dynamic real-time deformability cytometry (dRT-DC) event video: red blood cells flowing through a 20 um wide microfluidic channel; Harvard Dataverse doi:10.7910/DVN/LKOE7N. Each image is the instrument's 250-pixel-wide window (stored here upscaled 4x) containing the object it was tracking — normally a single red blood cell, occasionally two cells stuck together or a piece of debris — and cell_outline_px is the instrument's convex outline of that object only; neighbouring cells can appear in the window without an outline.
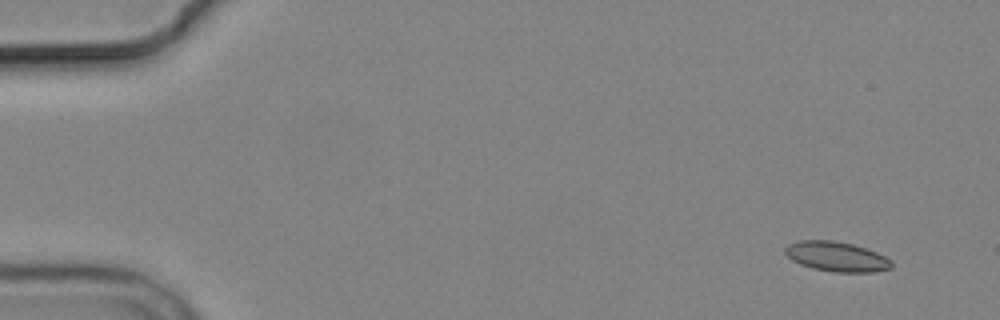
{"species": "common noctule bat (a hibernating species)", "species_latin": "Nyctalus noctula", "temperature_condition": "cold", "stored_images_in_passage": 6, "camera_frame_rate_fps": 3000, "um_per_image_px": 0.085, "animal": {"sex": "male", "body_mass_g": 19.2, "forearm_length_mm": 51.8}, "frame": {"image": 1, "passage_image": 1, "time_ms": 0.0, "image_size_px": [1000, 320], "cell_outline_px": [[892, 268], [872, 272], [836, 272], [812, 268], [800, 264], [792, 260], [784, 252], [784, 248], [788, 244], [800, 240], [832, 240], [852, 244], [876, 252], [892, 260]], "centroid_in_image_um": [71.09, 21.81], "position_along_channel_um": 13.9, "area_um2": 18.44}}
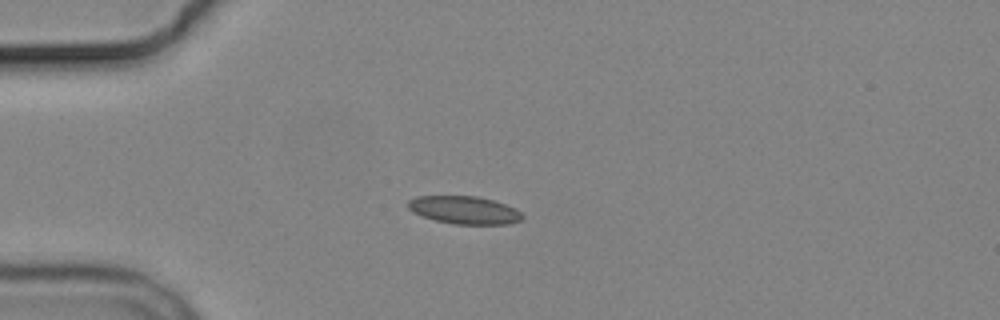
{"frame": {"image": 2, "passage_image": 4, "time_ms": 3.667, "image_size_px": [1000, 320], "cell_outline_px": [[524, 216], [520, 220], [508, 224], [452, 224], [436, 220], [412, 212], [408, 208], [408, 200], [416, 196], [476, 196], [492, 200], [516, 208]], "centroid_in_image_um": [39.46, 17.85], "position_along_channel_um": 45.5, "area_um2": 18.44}}
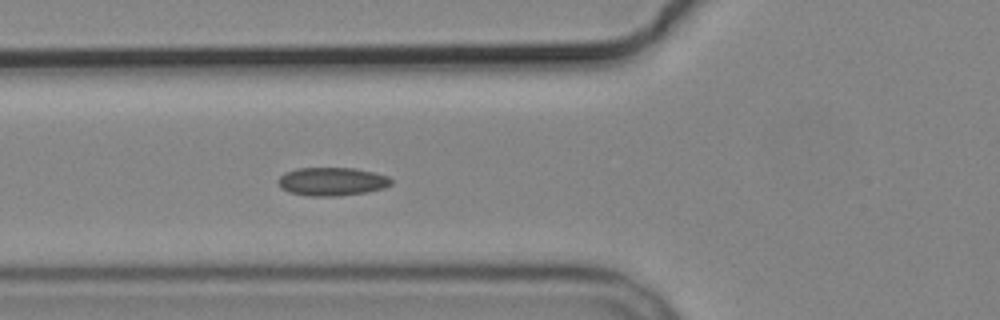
{"frame": {"image": 3, "passage_image": 6, "time_ms": 5.667, "image_size_px": [1000, 320], "cell_outline_px": [[392, 184], [384, 188], [368, 192], [340, 196], [304, 196], [288, 192], [280, 188], [276, 180], [284, 172], [296, 168], [356, 168], [388, 176], [392, 180]], "centroid_in_image_um": [28.18, 15.44], "position_along_channel_um": 97.6, "area_um2": 19.02}}